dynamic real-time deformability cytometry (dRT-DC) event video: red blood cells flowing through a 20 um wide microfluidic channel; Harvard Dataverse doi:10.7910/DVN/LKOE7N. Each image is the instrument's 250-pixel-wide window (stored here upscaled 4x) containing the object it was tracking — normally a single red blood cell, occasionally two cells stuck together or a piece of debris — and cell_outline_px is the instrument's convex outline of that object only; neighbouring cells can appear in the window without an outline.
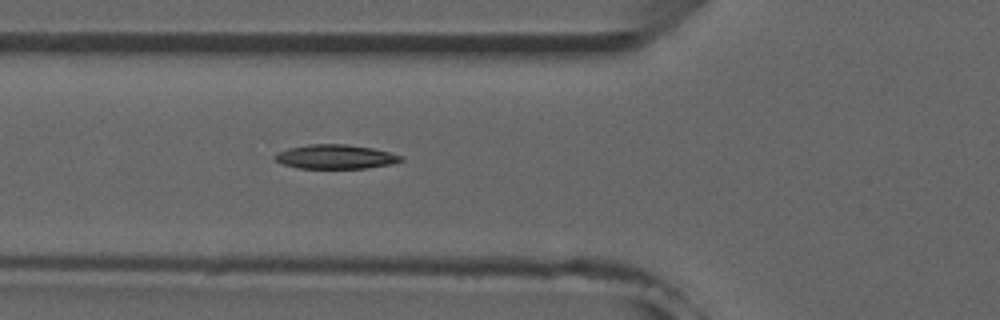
{"species": "common noctule bat (a hibernating species)", "species_latin": "Nyctalus noctula", "temperature_condition": "room temperature", "stored_images_in_passage": 17, "camera_frame_rate_fps": 3000, "um_per_image_px": 0.085, "animal": {"sex": "male", "forearm_length_mm": 52.5}, "frame": {"image": 1, "passage_image": 7, "time_ms": 2.0, "image_size_px": [1000, 320], "cell_outline_px": [[404, 160], [392, 164], [364, 168], [296, 168], [280, 164], [272, 156], [276, 152], [288, 148], [308, 144], [348, 144], [372, 148], [404, 156]], "centroid_in_image_um": [28.47, 13.32], "position_along_channel_um": 97.3, "area_um2": 17.98}}
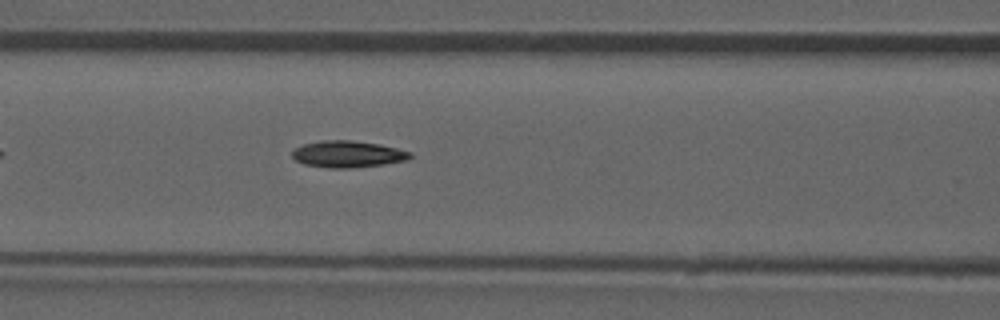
{"frame": {"image": 2, "passage_image": 10, "time_ms": 3.0, "image_size_px": [1000, 320], "cell_outline_px": [[412, 156], [408, 160], [384, 164], [352, 168], [328, 168], [304, 164], [296, 160], [292, 156], [292, 148], [304, 144], [320, 140], [348, 140], [376, 144], [396, 148], [412, 152]], "centroid_in_image_um": [29.53, 13.1], "position_along_channel_um": 137.1, "area_um2": 18.32}}